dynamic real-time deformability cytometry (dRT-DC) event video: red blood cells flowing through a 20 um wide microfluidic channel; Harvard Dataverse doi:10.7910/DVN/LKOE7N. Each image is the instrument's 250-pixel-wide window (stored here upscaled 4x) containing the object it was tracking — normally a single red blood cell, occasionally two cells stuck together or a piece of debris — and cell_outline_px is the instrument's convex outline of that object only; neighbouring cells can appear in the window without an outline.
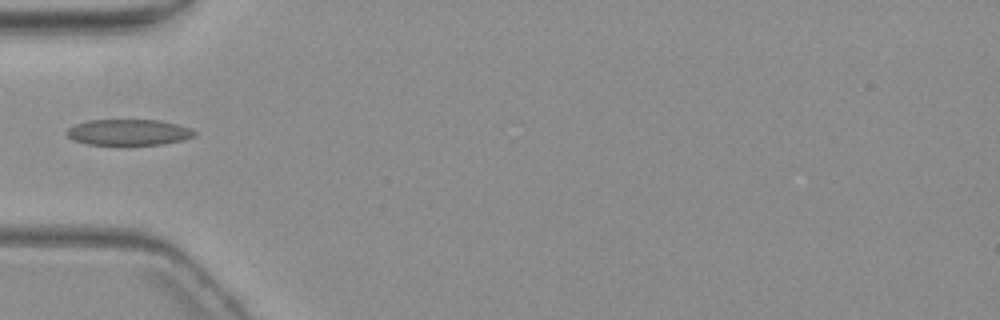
{"species": "common noctule bat (a hibernating species)", "species_latin": "Nyctalus noctula", "temperature_condition": "warm", "stored_images_in_passage": 4, "camera_frame_rate_fps": 3000, "um_per_image_px": 0.085, "animal": {"sex": "female", "body_mass_g": 19.3, "forearm_length_mm": 54.1}, "frame": {"image": 1, "passage_image": 4, "time_ms": 4.333, "image_size_px": [1000, 320], "cell_outline_px": [[196, 136], [184, 140], [164, 144], [124, 148], [88, 144], [72, 140], [64, 132], [68, 128], [76, 124], [88, 120], [160, 120], [192, 128], [196, 132]], "centroid_in_image_um": [10.93, 11.3], "position_along_channel_um": 74.1, "area_um2": 20.46}}